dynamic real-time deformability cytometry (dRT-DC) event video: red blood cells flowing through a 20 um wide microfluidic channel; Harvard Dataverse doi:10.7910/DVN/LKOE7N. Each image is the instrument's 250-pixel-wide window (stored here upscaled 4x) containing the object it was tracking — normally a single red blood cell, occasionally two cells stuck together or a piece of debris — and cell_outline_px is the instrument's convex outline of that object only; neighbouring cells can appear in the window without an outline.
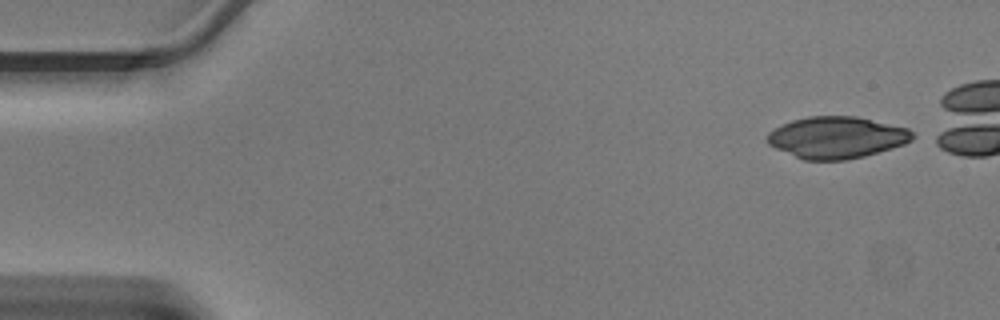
{"species": "Egyptian fruit bat (a non-hibernating species)", "species_latin": "Rousettus aegyptiacus", "temperature_condition": "warm", "stored_images_in_passage": 38, "camera_frame_rate_fps": 3000, "um_per_image_px": 0.085, "animal": {"sex": "male"}, "frame": {"image": 1, "passage_image": 1, "time_ms": 0.0, "image_size_px": [1000, 320], "cell_outline_px": [[920, 136], [904, 144], [892, 148], [864, 156], [844, 160], [804, 160], [776, 148], [768, 144], [768, 132], [792, 120], [808, 116], [856, 116], [908, 128]], "centroid_in_image_um": [71.17, 11.68], "position_along_channel_um": 13.8, "area_um2": 35.26}}